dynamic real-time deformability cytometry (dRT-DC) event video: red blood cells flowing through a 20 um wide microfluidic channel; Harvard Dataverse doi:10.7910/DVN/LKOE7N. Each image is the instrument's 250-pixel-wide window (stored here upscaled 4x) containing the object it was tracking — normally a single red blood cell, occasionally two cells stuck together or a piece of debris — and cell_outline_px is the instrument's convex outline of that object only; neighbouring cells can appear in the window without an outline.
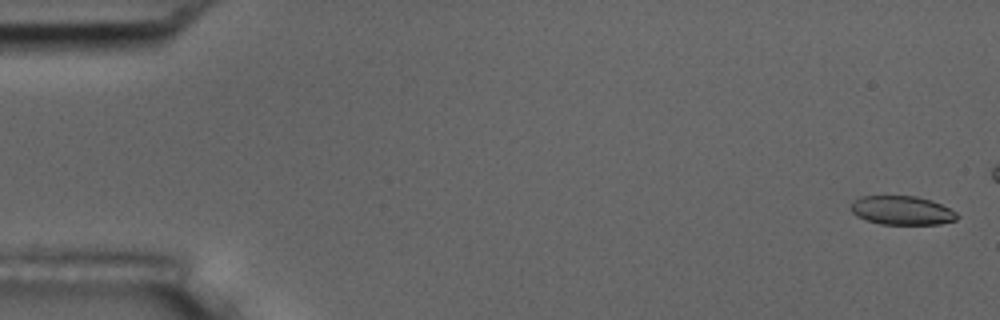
{"species": "common noctule bat (a hibernating species)", "species_latin": "Nyctalus noctula", "temperature_condition": "room temperature", "stored_images_in_passage": 49, "camera_frame_rate_fps": 3000, "um_per_image_px": 0.085, "animal": {"sex": "male", "body_mass_g": 17.5, "forearm_length_mm": 52.3}, "frame": {"image": 1, "passage_image": 2, "time_ms": 0.333, "image_size_px": [1000, 320], "cell_outline_px": [[960, 216], [956, 220], [940, 224], [880, 224], [856, 216], [848, 208], [852, 200], [860, 196], [916, 196], [932, 200], [956, 212]], "centroid_in_image_um": [76.63, 17.88], "position_along_channel_um": 8.4, "area_um2": 18.03}}
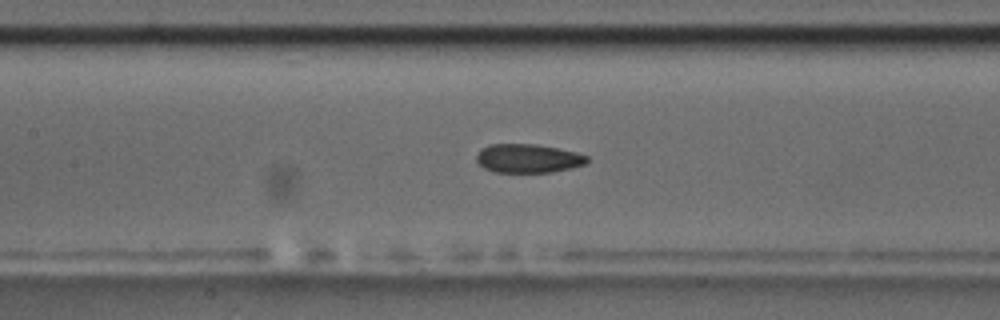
{"frame": {"image": 2, "passage_image": 26, "time_ms": 8.333, "image_size_px": [1000, 320], "cell_outline_px": [[588, 164], [572, 168], [552, 172], [492, 172], [484, 168], [476, 160], [476, 152], [480, 148], [488, 144], [536, 144], [576, 152], [588, 156]], "centroid_in_image_um": [44.87, 13.46], "position_along_channel_um": 162.5, "area_um2": 18.79}}
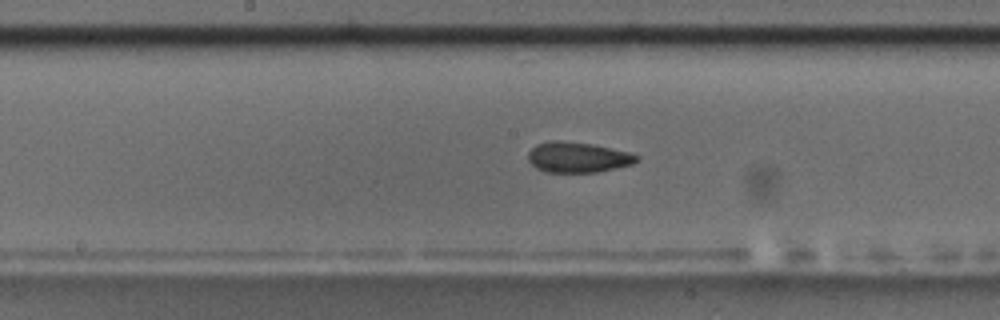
{"frame": {"image": 3, "passage_image": 29, "time_ms": 9.333, "image_size_px": [1000, 320], "cell_outline_px": [[640, 160], [632, 164], [616, 168], [596, 172], [544, 172], [536, 168], [528, 160], [528, 152], [536, 144], [548, 140], [560, 140], [592, 144], [628, 152], [640, 156]], "centroid_in_image_um": [49.09, 13.36], "position_along_channel_um": 199.1, "area_um2": 19.36}, "authors_computed_cell_mechanics": {"area_um2": 19.1896, "velocity_mm_per_s": 3.6881, "shape_relaxation_time_tau1_ms": null, "shape_relaxation_time_tau2_ms": 1.4438, "deformation_change_tau1": null, "deformation_change_tau2": 0.0718}}